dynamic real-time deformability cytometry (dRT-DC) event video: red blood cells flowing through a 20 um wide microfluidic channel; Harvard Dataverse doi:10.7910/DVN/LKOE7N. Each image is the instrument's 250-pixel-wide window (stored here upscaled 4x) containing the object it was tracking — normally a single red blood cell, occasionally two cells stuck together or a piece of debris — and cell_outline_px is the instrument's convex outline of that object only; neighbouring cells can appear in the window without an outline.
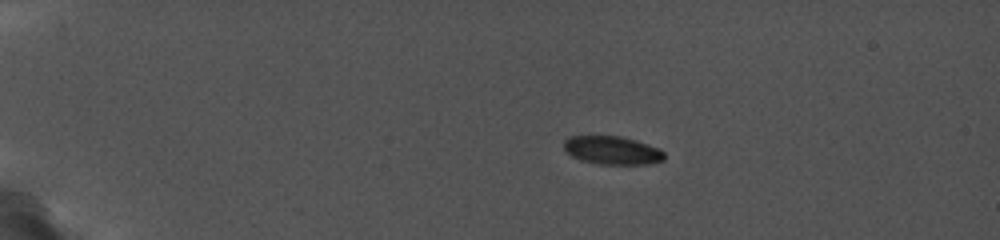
{"species": "common noctule bat (a hibernating species)", "species_latin": "Nyctalus noctula", "temperature_condition": "cold", "stored_images_in_passage": 45, "camera_frame_rate_fps": 5000, "um_per_image_px": 0.085, "animal": {"sex": "female", "body_mass_g": 19.0, "forearm_length_mm": 56.7}, "frame": {"image": 1, "passage_image": 1, "time_ms": 0.0, "image_size_px": [1000, 240], "cell_outline_px": [[664, 160], [648, 164], [596, 164], [580, 160], [572, 156], [564, 148], [564, 140], [568, 136], [620, 136], [636, 140], [660, 148], [664, 152]], "centroid_in_image_um": [52.04, 12.77], "position_along_channel_um": 33.0, "area_um2": 16.65}}
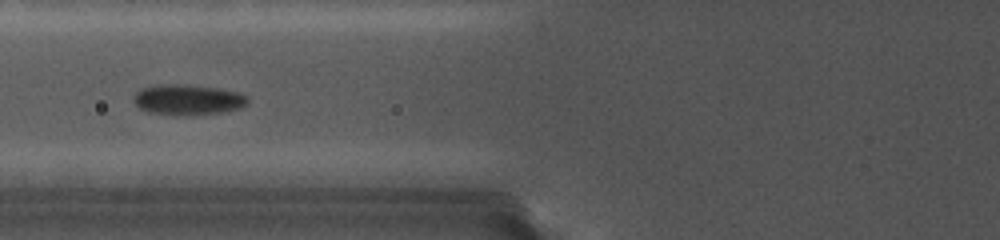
{"frame": {"image": 2, "passage_image": 15, "time_ms": 4.4, "image_size_px": [1000, 240], "cell_outline_px": [[248, 104], [240, 108], [224, 112], [188, 116], [172, 116], [148, 112], [140, 108], [136, 104], [136, 92], [144, 88], [212, 88], [236, 92], [244, 96], [248, 100]], "centroid_in_image_um": [16.04, 8.59], "position_along_channel_um": 109.8, "area_um2": 18.79}}
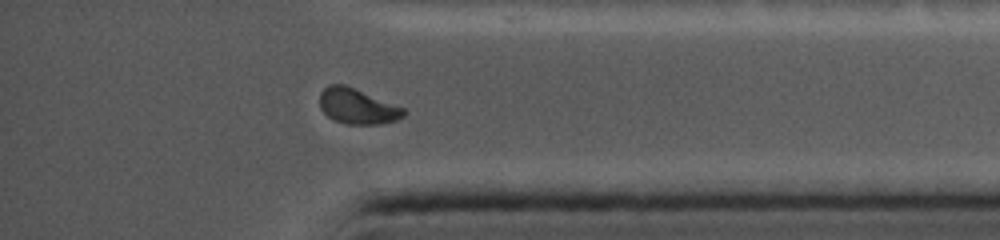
{"frame": {"image": 3, "passage_image": 41, "time_ms": 12.2, "image_size_px": [1000, 240], "cell_outline_px": [[408, 112], [404, 116], [396, 120], [380, 124], [344, 124], [328, 116], [320, 108], [320, 92], [328, 84], [344, 84], [404, 108]], "centroid_in_image_um": [30.37, 9.04], "position_along_channel_um": 404.8, "area_um2": 17.22}}